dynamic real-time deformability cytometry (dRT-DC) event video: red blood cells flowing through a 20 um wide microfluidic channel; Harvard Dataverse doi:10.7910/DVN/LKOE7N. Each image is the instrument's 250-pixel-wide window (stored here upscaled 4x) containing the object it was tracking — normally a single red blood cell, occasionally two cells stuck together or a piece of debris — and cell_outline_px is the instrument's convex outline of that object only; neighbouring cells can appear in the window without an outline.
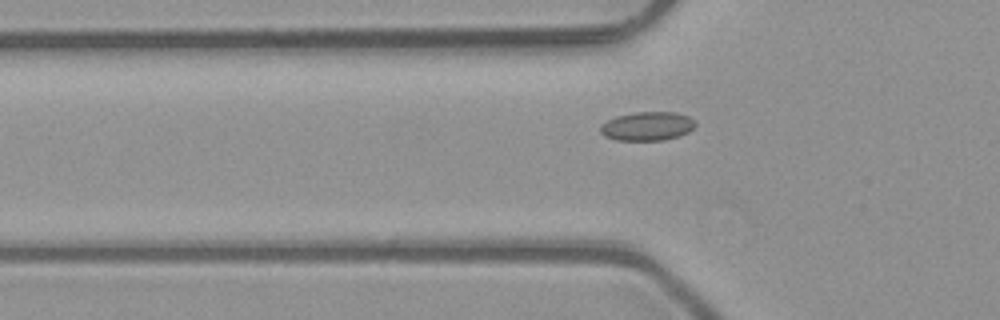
{"species": "common noctule bat (a hibernating species)", "species_latin": "Nyctalus noctula", "temperature_condition": "room temperature", "stored_images_in_passage": 9, "camera_frame_rate_fps": 3000, "um_per_image_px": 0.085, "animal": {"sex": "male", "body_mass_g": 23.1, "forearm_length_mm": 52.7}, "frame": {"image": 1, "passage_image": 4, "time_ms": 1.0, "image_size_px": [1000, 320], "cell_outline_px": [[696, 124], [688, 132], [680, 136], [664, 140], [616, 140], [604, 136], [600, 132], [600, 124], [616, 116], [636, 112], [676, 112], [688, 116]], "centroid_in_image_um": [54.99, 10.73], "position_along_channel_um": 70.8, "area_um2": 15.95}}
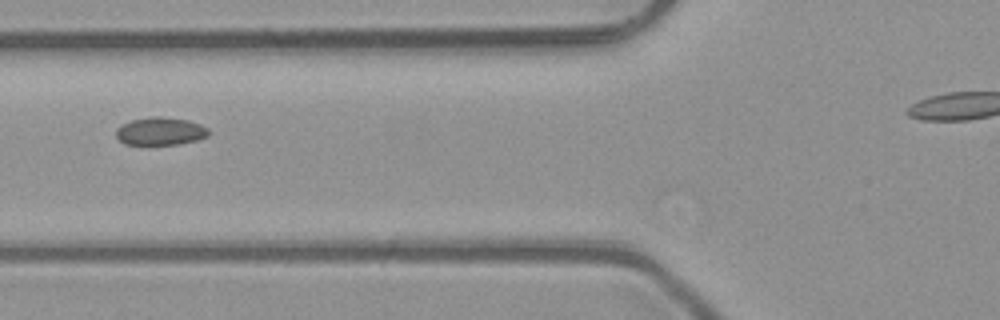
{"frame": {"image": 2, "passage_image": 7, "time_ms": 2.0, "image_size_px": [1000, 320], "cell_outline_px": [[208, 136], [196, 140], [180, 144], [124, 144], [116, 136], [116, 128], [120, 124], [132, 120], [152, 116], [160, 116], [188, 120], [200, 124], [208, 128]], "centroid_in_image_um": [13.62, 11.14], "position_along_channel_um": 112.2, "area_um2": 15.03}}